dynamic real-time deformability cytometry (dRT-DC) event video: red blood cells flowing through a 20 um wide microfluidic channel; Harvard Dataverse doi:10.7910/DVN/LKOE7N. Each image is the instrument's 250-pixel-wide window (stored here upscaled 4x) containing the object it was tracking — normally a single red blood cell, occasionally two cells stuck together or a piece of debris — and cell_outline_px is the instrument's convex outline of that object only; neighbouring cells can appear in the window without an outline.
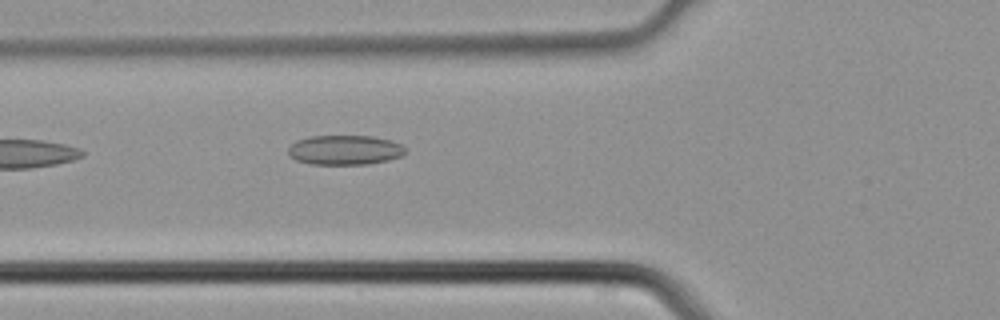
{"species": "common noctule bat (a hibernating species)", "species_latin": "Nyctalus noctula", "temperature_condition": "cold", "stored_images_in_passage": 2, "camera_frame_rate_fps": 3000, "um_per_image_px": 0.085, "animal": {"sex": "male", "body_mass_g": 21.5, "forearm_length_mm": 52.0}, "frame": {"image": 1, "passage_image": 2, "time_ms": 0.333, "image_size_px": [1000, 320], "cell_outline_px": [[404, 152], [400, 156], [388, 160], [368, 164], [312, 164], [296, 160], [288, 156], [288, 148], [296, 140], [308, 136], [372, 136], [392, 140], [400, 144], [404, 148]], "centroid_in_image_um": [29.27, 12.74], "position_along_channel_um": 96.5, "area_um2": 20.23}}